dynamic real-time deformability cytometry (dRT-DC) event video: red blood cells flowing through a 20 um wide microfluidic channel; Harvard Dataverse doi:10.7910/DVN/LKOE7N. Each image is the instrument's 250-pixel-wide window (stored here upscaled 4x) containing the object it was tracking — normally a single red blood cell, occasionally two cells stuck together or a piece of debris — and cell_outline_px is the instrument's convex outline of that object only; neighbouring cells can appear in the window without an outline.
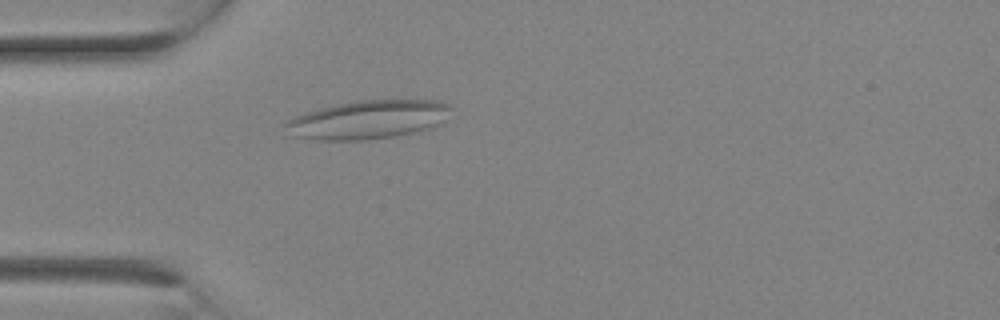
{"species": "Egyptian fruit bat (a non-hibernating species)", "species_latin": "Rousettus aegyptiacus", "temperature_condition": "room temperature", "stored_images_in_passage": 3, "camera_frame_rate_fps": 3000, "um_per_image_px": 0.085, "animal": {"sex": "female"}, "frame": {"image": 1, "passage_image": 1, "time_ms": 0.0, "image_size_px": [1000, 320], "cell_outline_px": [[452, 108], [440, 124], [432, 128], [420, 132], [368, 140], [316, 140], [284, 136], [284, 124], [288, 120], [304, 112], [320, 108], [360, 100], [440, 100], [448, 104]], "centroid_in_image_um": [31.24, 10.19], "position_along_channel_um": 53.8, "area_um2": 37.74}}